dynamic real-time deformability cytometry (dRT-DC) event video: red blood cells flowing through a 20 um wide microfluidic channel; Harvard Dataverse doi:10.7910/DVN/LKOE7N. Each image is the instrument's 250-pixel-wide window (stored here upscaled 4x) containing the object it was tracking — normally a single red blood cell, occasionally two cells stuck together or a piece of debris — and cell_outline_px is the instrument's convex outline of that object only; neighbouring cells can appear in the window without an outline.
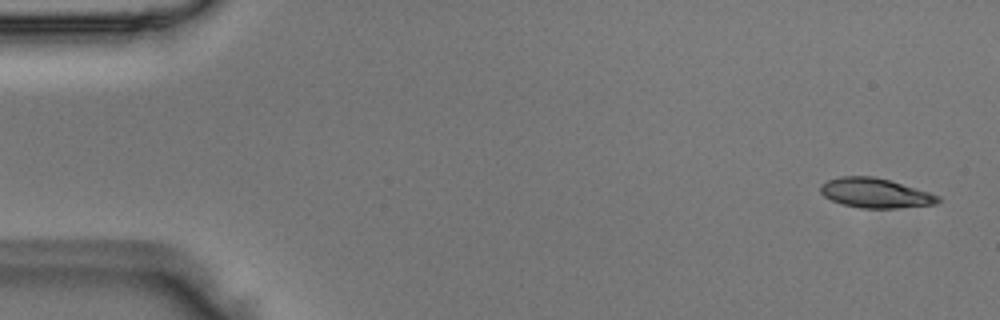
{"species": "Egyptian fruit bat (a non-hibernating species)", "species_latin": "Rousettus aegyptiacus", "temperature_condition": "room temperature", "stored_images_in_passage": 7, "camera_frame_rate_fps": 3000, "um_per_image_px": 0.085, "animal": {"sex": "male"}, "frame": {"image": 1, "passage_image": 1, "time_ms": 0.0, "image_size_px": [1000, 320], "cell_outline_px": [[940, 200], [936, 204], [896, 208], [860, 208], [840, 204], [824, 196], [820, 192], [820, 184], [828, 180], [840, 176], [872, 176], [888, 180], [928, 192], [940, 196]], "centroid_in_image_um": [74.35, 16.41], "position_along_channel_um": 10.6, "area_um2": 20.17}}
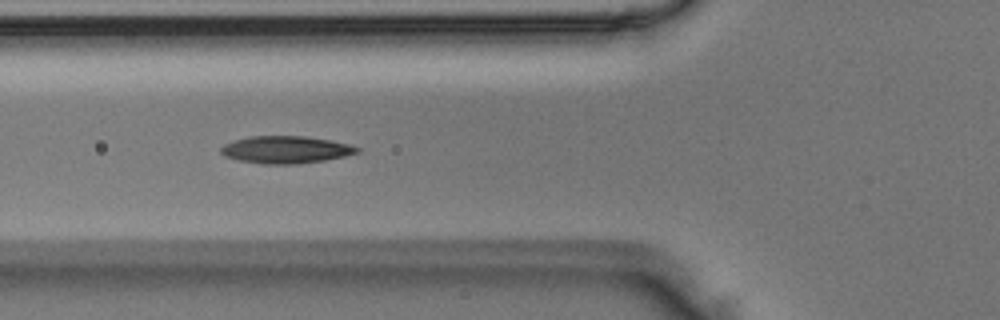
{"frame": {"image": 2, "passage_image": 5, "time_ms": 1.333, "image_size_px": [1000, 320], "cell_outline_px": [[360, 152], [344, 156], [324, 160], [296, 164], [264, 164], [240, 160], [224, 156], [220, 152], [220, 148], [224, 144], [232, 140], [248, 136], [308, 136], [332, 140], [348, 144], [360, 148]], "centroid_in_image_um": [24.28, 12.71], "position_along_channel_um": 101.5, "area_um2": 21.79}}
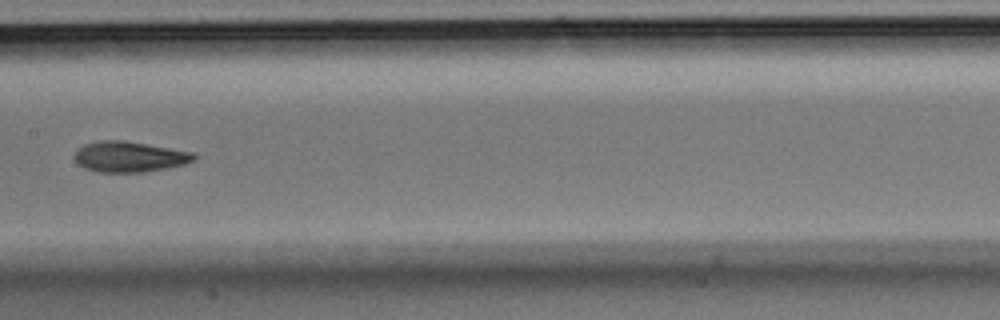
{"frame": {"image": 3, "passage_image": 7, "time_ms": 2.0, "image_size_px": [1000, 320], "cell_outline_px": [[196, 160], [184, 164], [144, 172], [100, 172], [84, 168], [76, 164], [76, 148], [84, 144], [100, 140], [124, 140], [196, 152]], "centroid_in_image_um": [11.01, 13.31], "position_along_channel_um": 196.4, "area_um2": 21.44}}